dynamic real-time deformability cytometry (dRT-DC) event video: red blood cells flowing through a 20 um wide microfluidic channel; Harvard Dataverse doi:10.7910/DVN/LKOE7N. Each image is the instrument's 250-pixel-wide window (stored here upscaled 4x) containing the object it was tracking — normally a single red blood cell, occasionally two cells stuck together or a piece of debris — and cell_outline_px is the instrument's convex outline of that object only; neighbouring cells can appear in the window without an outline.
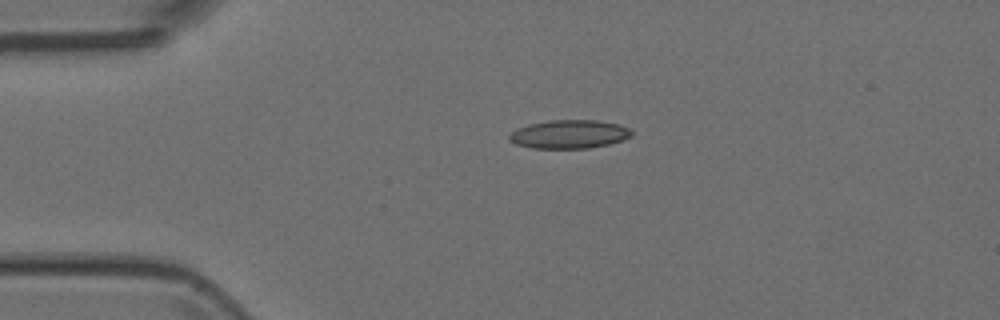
{"species": "Egyptian fruit bat (a non-hibernating species)", "species_latin": "Rousettus aegyptiacus", "temperature_condition": "room temperature", "stored_images_in_passage": 2, "camera_frame_rate_fps": 3000, "um_per_image_px": 0.085, "animal": {"sex": "female"}, "frame": {"image": 1, "passage_image": 1, "time_ms": 0.0, "image_size_px": [1000, 320], "cell_outline_px": [[632, 136], [608, 144], [588, 148], [532, 148], [516, 144], [508, 136], [512, 132], [528, 124], [552, 120], [596, 120], [620, 124], [628, 128], [632, 132]], "centroid_in_image_um": [48.41, 11.4], "position_along_channel_um": 36.6, "area_um2": 20.06}}